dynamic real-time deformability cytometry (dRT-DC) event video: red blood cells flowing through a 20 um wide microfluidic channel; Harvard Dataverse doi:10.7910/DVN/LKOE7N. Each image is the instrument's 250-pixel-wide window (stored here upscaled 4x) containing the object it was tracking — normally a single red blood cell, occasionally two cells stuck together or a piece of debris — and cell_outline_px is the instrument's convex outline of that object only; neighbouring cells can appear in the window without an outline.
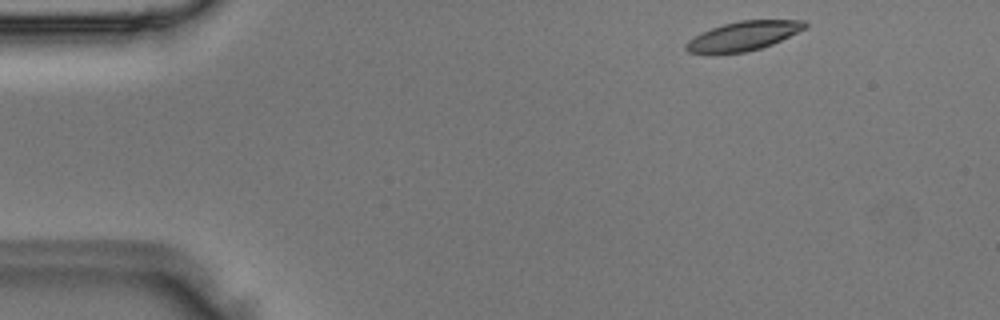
{"species": "Egyptian fruit bat (a non-hibernating species)", "species_latin": "Rousettus aegyptiacus", "temperature_condition": "room temperature", "stored_images_in_passage": 44, "camera_frame_rate_fps": 3000, "um_per_image_px": 0.085, "animal": {"sex": "male"}, "frame": {"image": 1, "passage_image": 1, "time_ms": 0.0, "image_size_px": [1000, 320], "cell_outline_px": [[808, 28], [772, 44], [748, 52], [688, 52], [684, 48], [684, 44], [688, 40], [700, 32], [724, 24], [740, 20], [804, 20], [808, 24]], "centroid_in_image_um": [63.23, 3.03], "position_along_channel_um": 21.8, "area_um2": 20.06}}
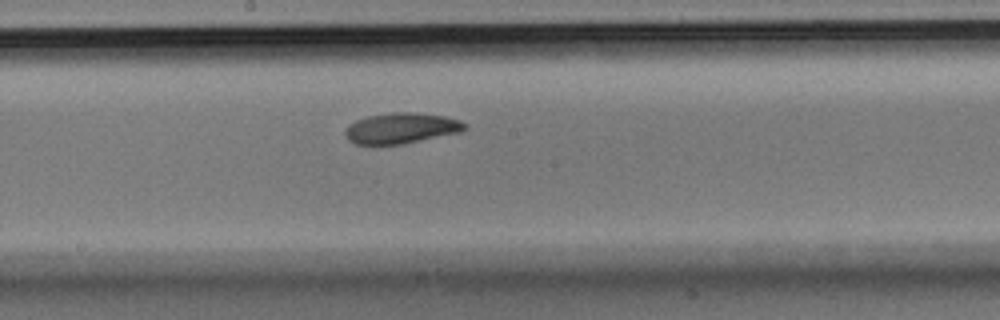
{"frame": {"image": 2, "passage_image": 21, "time_ms": 6.667, "image_size_px": [1000, 320], "cell_outline_px": [[468, 128], [460, 132], [404, 144], [356, 144], [348, 140], [344, 136], [344, 132], [348, 124], [356, 120], [368, 116], [392, 112], [416, 112], [444, 116], [460, 120], [468, 124]], "centroid_in_image_um": [34.11, 10.89], "position_along_channel_um": 214.1, "area_um2": 21.56}}
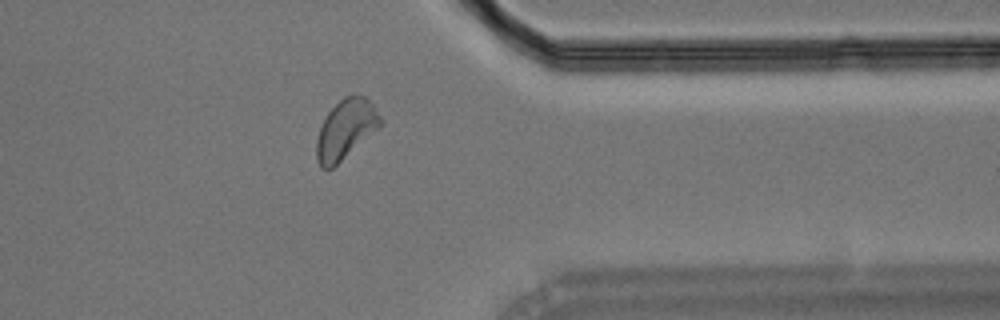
{"frame": {"image": 3, "passage_image": 34, "time_ms": 11.0, "image_size_px": [1000, 320], "cell_outline_px": [[384, 120], [380, 128], [332, 168], [320, 168], [316, 160], [316, 140], [320, 128], [328, 112], [344, 96], [364, 96], [372, 104]], "centroid_in_image_um": [29.4, 11.01], "position_along_channel_um": 382.0, "area_um2": 22.02}}